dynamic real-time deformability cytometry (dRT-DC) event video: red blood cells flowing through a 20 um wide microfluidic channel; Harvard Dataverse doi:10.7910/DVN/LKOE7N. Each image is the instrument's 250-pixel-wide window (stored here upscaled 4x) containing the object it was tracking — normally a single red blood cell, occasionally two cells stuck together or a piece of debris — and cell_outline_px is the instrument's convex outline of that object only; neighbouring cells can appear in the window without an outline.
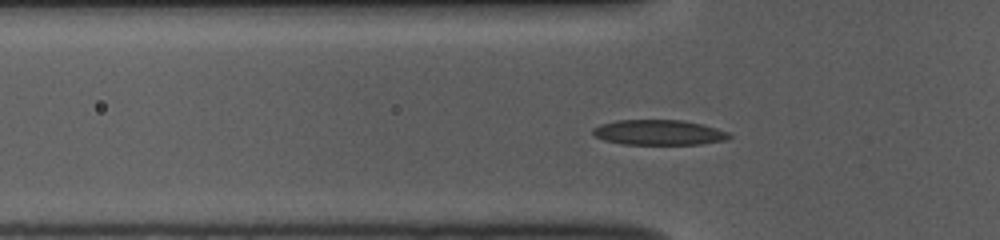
{"species": "common noctule bat (a hibernating species)", "species_latin": "Nyctalus noctula", "temperature_condition": "room temperature", "stored_images_in_passage": 46, "camera_frame_rate_fps": 3000, "um_per_image_px": 0.085, "animal": {"sex": "female", "body_mass_g": 10.0, "forearm_length_mm": 53.1}, "frame": {"image": 1, "passage_image": 16, "time_ms": 5.0, "image_size_px": [1000, 240], "cell_outline_px": [[732, 136], [724, 140], [700, 144], [624, 144], [604, 140], [596, 136], [592, 132], [592, 128], [600, 124], [616, 120], [684, 120], [716, 128], [728, 132]], "centroid_in_image_um": [55.97, 11.25], "position_along_channel_um": 69.8, "area_um2": 19.88}}
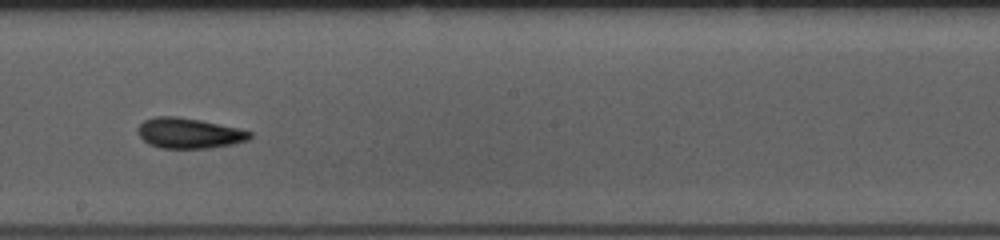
{"frame": {"image": 2, "passage_image": 29, "time_ms": 9.333, "image_size_px": [1000, 240], "cell_outline_px": [[252, 136], [248, 140], [232, 144], [208, 148], [160, 148], [148, 144], [136, 132], [136, 128], [144, 120], [156, 116], [176, 116], [200, 120], [240, 128], [252, 132]], "centroid_in_image_um": [16.05, 11.31], "position_along_channel_um": 232.1, "area_um2": 19.94}}
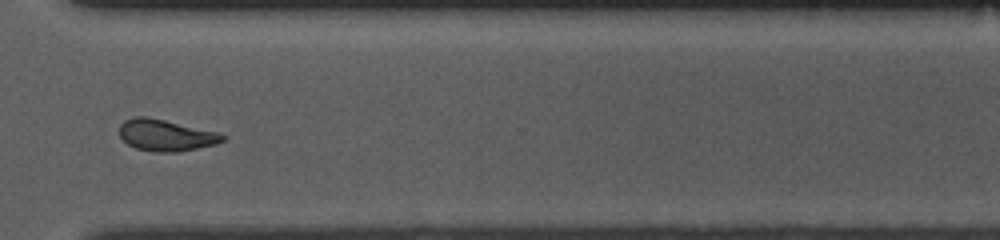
{"frame": {"image": 3, "passage_image": 39, "time_ms": 12.667, "image_size_px": [1000, 240], "cell_outline_px": [[228, 136], [224, 140], [216, 144], [176, 152], [156, 152], [136, 148], [128, 144], [120, 136], [120, 124], [124, 120], [136, 116], [148, 116], [216, 132]], "centroid_in_image_um": [14.08, 11.49], "position_along_channel_um": 356.5, "area_um2": 18.79}, "authors_computed_cell_mechanics": {"area_um2": 19.074, "velocity_mm_per_s": 3.736, "shape_relaxation_time_tau1_ms": 3.5581, "shape_relaxation_time_tau2_ms": 1.7895, "deformation_change_tau1": 0.1354, "deformation_change_tau2": 0.0861}}